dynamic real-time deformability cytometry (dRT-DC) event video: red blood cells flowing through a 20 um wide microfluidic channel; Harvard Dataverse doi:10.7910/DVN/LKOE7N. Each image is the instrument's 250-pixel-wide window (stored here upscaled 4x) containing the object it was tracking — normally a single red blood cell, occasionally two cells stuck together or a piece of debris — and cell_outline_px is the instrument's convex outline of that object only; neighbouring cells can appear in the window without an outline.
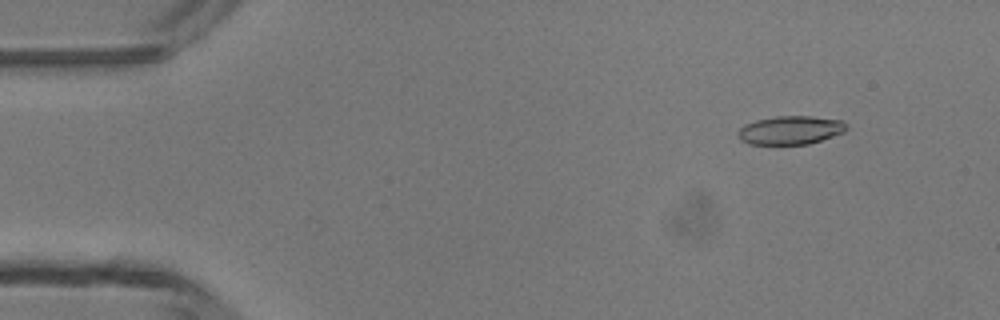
{"species": "common noctule bat (a hibernating species)", "species_latin": "Nyctalus noctula", "temperature_condition": "room temperature", "stored_images_in_passage": 4, "camera_frame_rate_fps": 3000, "um_per_image_px": 0.085, "animal": {"sex": "male", "body_mass_g": 13.3}, "frame": {"image": 1, "passage_image": 2, "time_ms": 1.0, "image_size_px": [1000, 320], "cell_outline_px": [[848, 128], [844, 132], [808, 144], [748, 144], [740, 140], [736, 136], [736, 132], [744, 124], [756, 120], [776, 116], [812, 116], [844, 120], [848, 124]], "centroid_in_image_um": [67.18, 11.05], "position_along_channel_um": 17.8, "area_um2": 18.26}}